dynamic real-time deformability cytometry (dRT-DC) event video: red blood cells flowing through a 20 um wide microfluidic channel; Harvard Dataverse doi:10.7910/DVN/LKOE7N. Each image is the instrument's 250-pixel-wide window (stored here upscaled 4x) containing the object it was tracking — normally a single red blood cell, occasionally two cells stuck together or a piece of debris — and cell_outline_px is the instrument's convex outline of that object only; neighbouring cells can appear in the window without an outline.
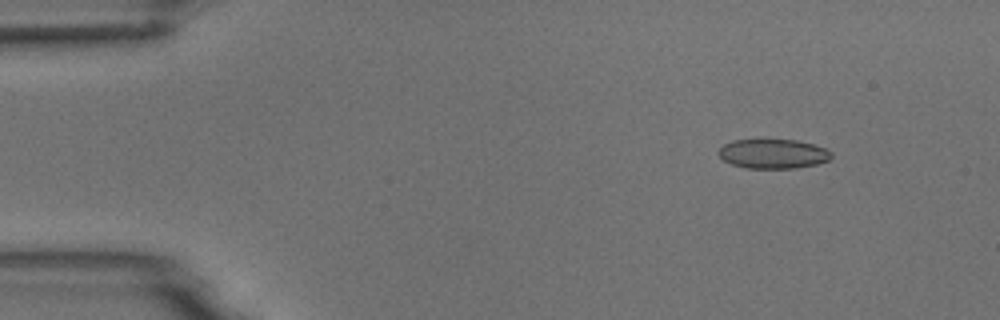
{"species": "common noctule bat (a hibernating species)", "species_latin": "Nyctalus noctula", "temperature_condition": "room temperature", "stored_images_in_passage": 5, "camera_frame_rate_fps": 3000, "um_per_image_px": 0.085, "animal": {"sex": "male", "body_mass_g": 18.8}, "frame": {"image": 1, "passage_image": 2, "time_ms": 2.0, "image_size_px": [1000, 320], "cell_outline_px": [[832, 156], [828, 160], [816, 164], [796, 168], [744, 168], [732, 164], [724, 160], [716, 152], [724, 144], [732, 140], [760, 136], [796, 140], [812, 144], [824, 148], [832, 152]], "centroid_in_image_um": [65.65, 13.02], "position_along_channel_um": 19.3, "area_um2": 20.17}}
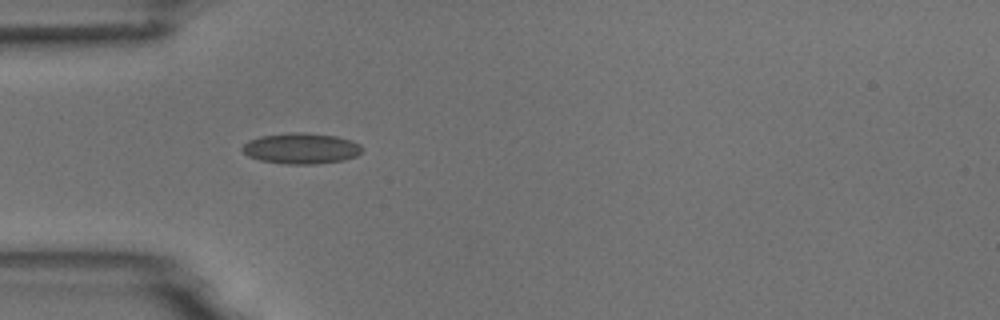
{"frame": {"image": 2, "passage_image": 5, "time_ms": 5.333, "image_size_px": [1000, 320], "cell_outline_px": [[364, 148], [356, 156], [344, 160], [312, 164], [284, 164], [260, 160], [248, 156], [240, 148], [248, 140], [260, 136], [288, 132], [304, 132], [336, 136], [352, 140], [360, 144]], "centroid_in_image_um": [25.59, 12.6], "position_along_channel_um": 59.4, "area_um2": 21.68}}